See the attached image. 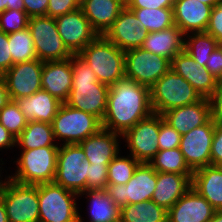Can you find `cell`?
<instances>
[{
    "instance_id": "8",
    "label": "cell",
    "mask_w": 222,
    "mask_h": 222,
    "mask_svg": "<svg viewBox=\"0 0 222 222\" xmlns=\"http://www.w3.org/2000/svg\"><path fill=\"white\" fill-rule=\"evenodd\" d=\"M89 165L90 162L79 144L59 145L53 182L79 194L87 190Z\"/></svg>"
},
{
    "instance_id": "24",
    "label": "cell",
    "mask_w": 222,
    "mask_h": 222,
    "mask_svg": "<svg viewBox=\"0 0 222 222\" xmlns=\"http://www.w3.org/2000/svg\"><path fill=\"white\" fill-rule=\"evenodd\" d=\"M126 6V0H81L80 8L92 28L103 36Z\"/></svg>"
},
{
    "instance_id": "55",
    "label": "cell",
    "mask_w": 222,
    "mask_h": 222,
    "mask_svg": "<svg viewBox=\"0 0 222 222\" xmlns=\"http://www.w3.org/2000/svg\"><path fill=\"white\" fill-rule=\"evenodd\" d=\"M198 1L207 4L213 8L214 6L219 4L222 0H198Z\"/></svg>"
},
{
    "instance_id": "31",
    "label": "cell",
    "mask_w": 222,
    "mask_h": 222,
    "mask_svg": "<svg viewBox=\"0 0 222 222\" xmlns=\"http://www.w3.org/2000/svg\"><path fill=\"white\" fill-rule=\"evenodd\" d=\"M120 222H167V210L148 200L121 207Z\"/></svg>"
},
{
    "instance_id": "6",
    "label": "cell",
    "mask_w": 222,
    "mask_h": 222,
    "mask_svg": "<svg viewBox=\"0 0 222 222\" xmlns=\"http://www.w3.org/2000/svg\"><path fill=\"white\" fill-rule=\"evenodd\" d=\"M78 193L51 183L38 184L39 222H79Z\"/></svg>"
},
{
    "instance_id": "28",
    "label": "cell",
    "mask_w": 222,
    "mask_h": 222,
    "mask_svg": "<svg viewBox=\"0 0 222 222\" xmlns=\"http://www.w3.org/2000/svg\"><path fill=\"white\" fill-rule=\"evenodd\" d=\"M141 48L171 62L178 53L184 50V34L176 25L161 31L150 32Z\"/></svg>"
},
{
    "instance_id": "50",
    "label": "cell",
    "mask_w": 222,
    "mask_h": 222,
    "mask_svg": "<svg viewBox=\"0 0 222 222\" xmlns=\"http://www.w3.org/2000/svg\"><path fill=\"white\" fill-rule=\"evenodd\" d=\"M5 10H17L25 12L23 0H0V13Z\"/></svg>"
},
{
    "instance_id": "39",
    "label": "cell",
    "mask_w": 222,
    "mask_h": 222,
    "mask_svg": "<svg viewBox=\"0 0 222 222\" xmlns=\"http://www.w3.org/2000/svg\"><path fill=\"white\" fill-rule=\"evenodd\" d=\"M181 134H179L162 115H160V131L158 136L159 150L174 149L179 147Z\"/></svg>"
},
{
    "instance_id": "44",
    "label": "cell",
    "mask_w": 222,
    "mask_h": 222,
    "mask_svg": "<svg viewBox=\"0 0 222 222\" xmlns=\"http://www.w3.org/2000/svg\"><path fill=\"white\" fill-rule=\"evenodd\" d=\"M13 66L10 47L8 42V34L0 31V75H3Z\"/></svg>"
},
{
    "instance_id": "27",
    "label": "cell",
    "mask_w": 222,
    "mask_h": 222,
    "mask_svg": "<svg viewBox=\"0 0 222 222\" xmlns=\"http://www.w3.org/2000/svg\"><path fill=\"white\" fill-rule=\"evenodd\" d=\"M191 186L203 196L216 211L222 210V167L207 165L193 171Z\"/></svg>"
},
{
    "instance_id": "54",
    "label": "cell",
    "mask_w": 222,
    "mask_h": 222,
    "mask_svg": "<svg viewBox=\"0 0 222 222\" xmlns=\"http://www.w3.org/2000/svg\"><path fill=\"white\" fill-rule=\"evenodd\" d=\"M208 222H222V210L216 211L214 216Z\"/></svg>"
},
{
    "instance_id": "30",
    "label": "cell",
    "mask_w": 222,
    "mask_h": 222,
    "mask_svg": "<svg viewBox=\"0 0 222 222\" xmlns=\"http://www.w3.org/2000/svg\"><path fill=\"white\" fill-rule=\"evenodd\" d=\"M46 146H59L55 141L52 125L40 121H28L16 138L18 150H30Z\"/></svg>"
},
{
    "instance_id": "20",
    "label": "cell",
    "mask_w": 222,
    "mask_h": 222,
    "mask_svg": "<svg viewBox=\"0 0 222 222\" xmlns=\"http://www.w3.org/2000/svg\"><path fill=\"white\" fill-rule=\"evenodd\" d=\"M212 7L198 0H174V24L184 35L206 32Z\"/></svg>"
},
{
    "instance_id": "9",
    "label": "cell",
    "mask_w": 222,
    "mask_h": 222,
    "mask_svg": "<svg viewBox=\"0 0 222 222\" xmlns=\"http://www.w3.org/2000/svg\"><path fill=\"white\" fill-rule=\"evenodd\" d=\"M157 172L149 163H140L132 178L126 184H108L109 197L120 208L152 200L156 189Z\"/></svg>"
},
{
    "instance_id": "12",
    "label": "cell",
    "mask_w": 222,
    "mask_h": 222,
    "mask_svg": "<svg viewBox=\"0 0 222 222\" xmlns=\"http://www.w3.org/2000/svg\"><path fill=\"white\" fill-rule=\"evenodd\" d=\"M160 114L152 113L122 134L129 153L140 163H149L159 151Z\"/></svg>"
},
{
    "instance_id": "41",
    "label": "cell",
    "mask_w": 222,
    "mask_h": 222,
    "mask_svg": "<svg viewBox=\"0 0 222 222\" xmlns=\"http://www.w3.org/2000/svg\"><path fill=\"white\" fill-rule=\"evenodd\" d=\"M81 0H49L47 16L58 17L80 8Z\"/></svg>"
},
{
    "instance_id": "46",
    "label": "cell",
    "mask_w": 222,
    "mask_h": 222,
    "mask_svg": "<svg viewBox=\"0 0 222 222\" xmlns=\"http://www.w3.org/2000/svg\"><path fill=\"white\" fill-rule=\"evenodd\" d=\"M205 67L217 79L222 82V46L219 45L211 54Z\"/></svg>"
},
{
    "instance_id": "16",
    "label": "cell",
    "mask_w": 222,
    "mask_h": 222,
    "mask_svg": "<svg viewBox=\"0 0 222 222\" xmlns=\"http://www.w3.org/2000/svg\"><path fill=\"white\" fill-rule=\"evenodd\" d=\"M43 63L39 59L16 63L2 75L11 100L31 96L42 89Z\"/></svg>"
},
{
    "instance_id": "23",
    "label": "cell",
    "mask_w": 222,
    "mask_h": 222,
    "mask_svg": "<svg viewBox=\"0 0 222 222\" xmlns=\"http://www.w3.org/2000/svg\"><path fill=\"white\" fill-rule=\"evenodd\" d=\"M162 116L179 134H186L211 118L209 98H202L198 102L171 109L164 112Z\"/></svg>"
},
{
    "instance_id": "29",
    "label": "cell",
    "mask_w": 222,
    "mask_h": 222,
    "mask_svg": "<svg viewBox=\"0 0 222 222\" xmlns=\"http://www.w3.org/2000/svg\"><path fill=\"white\" fill-rule=\"evenodd\" d=\"M85 195V196H84ZM89 202V222H119L121 208L109 197L106 190L87 189L78 194ZM79 214V222H84Z\"/></svg>"
},
{
    "instance_id": "4",
    "label": "cell",
    "mask_w": 222,
    "mask_h": 222,
    "mask_svg": "<svg viewBox=\"0 0 222 222\" xmlns=\"http://www.w3.org/2000/svg\"><path fill=\"white\" fill-rule=\"evenodd\" d=\"M59 146H46L30 150H21L18 159L13 161L16 165L15 173L10 179L25 185H38L51 183L56 174L57 154Z\"/></svg>"
},
{
    "instance_id": "43",
    "label": "cell",
    "mask_w": 222,
    "mask_h": 222,
    "mask_svg": "<svg viewBox=\"0 0 222 222\" xmlns=\"http://www.w3.org/2000/svg\"><path fill=\"white\" fill-rule=\"evenodd\" d=\"M211 165L222 167V124L216 123L211 145Z\"/></svg>"
},
{
    "instance_id": "36",
    "label": "cell",
    "mask_w": 222,
    "mask_h": 222,
    "mask_svg": "<svg viewBox=\"0 0 222 222\" xmlns=\"http://www.w3.org/2000/svg\"><path fill=\"white\" fill-rule=\"evenodd\" d=\"M140 164L133 156L119 153L108 165V184H126Z\"/></svg>"
},
{
    "instance_id": "21",
    "label": "cell",
    "mask_w": 222,
    "mask_h": 222,
    "mask_svg": "<svg viewBox=\"0 0 222 222\" xmlns=\"http://www.w3.org/2000/svg\"><path fill=\"white\" fill-rule=\"evenodd\" d=\"M71 58L43 63L41 86L42 90L57 98L61 103L68 99L72 88Z\"/></svg>"
},
{
    "instance_id": "51",
    "label": "cell",
    "mask_w": 222,
    "mask_h": 222,
    "mask_svg": "<svg viewBox=\"0 0 222 222\" xmlns=\"http://www.w3.org/2000/svg\"><path fill=\"white\" fill-rule=\"evenodd\" d=\"M11 100L8 95L7 86L2 75H0V110L4 108Z\"/></svg>"
},
{
    "instance_id": "10",
    "label": "cell",
    "mask_w": 222,
    "mask_h": 222,
    "mask_svg": "<svg viewBox=\"0 0 222 222\" xmlns=\"http://www.w3.org/2000/svg\"><path fill=\"white\" fill-rule=\"evenodd\" d=\"M28 28L32 34L37 59L48 62L65 60L73 56L61 39L53 17H30Z\"/></svg>"
},
{
    "instance_id": "32",
    "label": "cell",
    "mask_w": 222,
    "mask_h": 222,
    "mask_svg": "<svg viewBox=\"0 0 222 222\" xmlns=\"http://www.w3.org/2000/svg\"><path fill=\"white\" fill-rule=\"evenodd\" d=\"M219 46L217 40L207 32L189 33L184 35V51L195 62L205 66L210 54Z\"/></svg>"
},
{
    "instance_id": "14",
    "label": "cell",
    "mask_w": 222,
    "mask_h": 222,
    "mask_svg": "<svg viewBox=\"0 0 222 222\" xmlns=\"http://www.w3.org/2000/svg\"><path fill=\"white\" fill-rule=\"evenodd\" d=\"M215 121L210 118L205 124L181 135L179 149L192 171L211 165V145Z\"/></svg>"
},
{
    "instance_id": "40",
    "label": "cell",
    "mask_w": 222,
    "mask_h": 222,
    "mask_svg": "<svg viewBox=\"0 0 222 222\" xmlns=\"http://www.w3.org/2000/svg\"><path fill=\"white\" fill-rule=\"evenodd\" d=\"M108 165L90 163L88 167L87 189L106 190L108 185Z\"/></svg>"
},
{
    "instance_id": "33",
    "label": "cell",
    "mask_w": 222,
    "mask_h": 222,
    "mask_svg": "<svg viewBox=\"0 0 222 222\" xmlns=\"http://www.w3.org/2000/svg\"><path fill=\"white\" fill-rule=\"evenodd\" d=\"M149 164L156 170V172L193 174V171L185 162L184 156L179 147L159 150Z\"/></svg>"
},
{
    "instance_id": "52",
    "label": "cell",
    "mask_w": 222,
    "mask_h": 222,
    "mask_svg": "<svg viewBox=\"0 0 222 222\" xmlns=\"http://www.w3.org/2000/svg\"><path fill=\"white\" fill-rule=\"evenodd\" d=\"M2 159L3 158H0V192L5 188V186H6V184H7V182L10 180V175H4V176H6L5 178H4V176L2 175V173L4 172V169L2 168V165H4L5 163H4V161H2ZM3 162V163H2ZM2 170H3V172H2ZM4 179H3V178Z\"/></svg>"
},
{
    "instance_id": "47",
    "label": "cell",
    "mask_w": 222,
    "mask_h": 222,
    "mask_svg": "<svg viewBox=\"0 0 222 222\" xmlns=\"http://www.w3.org/2000/svg\"><path fill=\"white\" fill-rule=\"evenodd\" d=\"M211 118L215 123L222 124V83L218 89L209 97Z\"/></svg>"
},
{
    "instance_id": "34",
    "label": "cell",
    "mask_w": 222,
    "mask_h": 222,
    "mask_svg": "<svg viewBox=\"0 0 222 222\" xmlns=\"http://www.w3.org/2000/svg\"><path fill=\"white\" fill-rule=\"evenodd\" d=\"M143 24L144 30L150 32L161 31L174 26L173 8L159 9H130Z\"/></svg>"
},
{
    "instance_id": "3",
    "label": "cell",
    "mask_w": 222,
    "mask_h": 222,
    "mask_svg": "<svg viewBox=\"0 0 222 222\" xmlns=\"http://www.w3.org/2000/svg\"><path fill=\"white\" fill-rule=\"evenodd\" d=\"M78 56L88 64L102 84L110 87L125 78V52L104 36L99 35Z\"/></svg>"
},
{
    "instance_id": "2",
    "label": "cell",
    "mask_w": 222,
    "mask_h": 222,
    "mask_svg": "<svg viewBox=\"0 0 222 222\" xmlns=\"http://www.w3.org/2000/svg\"><path fill=\"white\" fill-rule=\"evenodd\" d=\"M71 61L73 82L65 104L91 113L102 121L106 112L109 86L100 83L93 70L78 55H73Z\"/></svg>"
},
{
    "instance_id": "17",
    "label": "cell",
    "mask_w": 222,
    "mask_h": 222,
    "mask_svg": "<svg viewBox=\"0 0 222 222\" xmlns=\"http://www.w3.org/2000/svg\"><path fill=\"white\" fill-rule=\"evenodd\" d=\"M148 33L134 12L125 6L103 36L125 52L141 48Z\"/></svg>"
},
{
    "instance_id": "26",
    "label": "cell",
    "mask_w": 222,
    "mask_h": 222,
    "mask_svg": "<svg viewBox=\"0 0 222 222\" xmlns=\"http://www.w3.org/2000/svg\"><path fill=\"white\" fill-rule=\"evenodd\" d=\"M15 102L28 121H40L48 124H52L62 104L57 98L42 89L31 96L17 98Z\"/></svg>"
},
{
    "instance_id": "38",
    "label": "cell",
    "mask_w": 222,
    "mask_h": 222,
    "mask_svg": "<svg viewBox=\"0 0 222 222\" xmlns=\"http://www.w3.org/2000/svg\"><path fill=\"white\" fill-rule=\"evenodd\" d=\"M29 17L26 12L5 10L0 13V31L6 34L18 32L28 27Z\"/></svg>"
},
{
    "instance_id": "48",
    "label": "cell",
    "mask_w": 222,
    "mask_h": 222,
    "mask_svg": "<svg viewBox=\"0 0 222 222\" xmlns=\"http://www.w3.org/2000/svg\"><path fill=\"white\" fill-rule=\"evenodd\" d=\"M28 17L47 16L49 0H23Z\"/></svg>"
},
{
    "instance_id": "42",
    "label": "cell",
    "mask_w": 222,
    "mask_h": 222,
    "mask_svg": "<svg viewBox=\"0 0 222 222\" xmlns=\"http://www.w3.org/2000/svg\"><path fill=\"white\" fill-rule=\"evenodd\" d=\"M206 32L222 46V1L212 8Z\"/></svg>"
},
{
    "instance_id": "7",
    "label": "cell",
    "mask_w": 222,
    "mask_h": 222,
    "mask_svg": "<svg viewBox=\"0 0 222 222\" xmlns=\"http://www.w3.org/2000/svg\"><path fill=\"white\" fill-rule=\"evenodd\" d=\"M51 125L58 145L79 144L97 133L102 128V121L91 113L62 103Z\"/></svg>"
},
{
    "instance_id": "1",
    "label": "cell",
    "mask_w": 222,
    "mask_h": 222,
    "mask_svg": "<svg viewBox=\"0 0 222 222\" xmlns=\"http://www.w3.org/2000/svg\"><path fill=\"white\" fill-rule=\"evenodd\" d=\"M152 113L150 88L124 78L109 87L102 128L122 135Z\"/></svg>"
},
{
    "instance_id": "13",
    "label": "cell",
    "mask_w": 222,
    "mask_h": 222,
    "mask_svg": "<svg viewBox=\"0 0 222 222\" xmlns=\"http://www.w3.org/2000/svg\"><path fill=\"white\" fill-rule=\"evenodd\" d=\"M171 69V62L159 55L135 48L125 51V78L149 88Z\"/></svg>"
},
{
    "instance_id": "11",
    "label": "cell",
    "mask_w": 222,
    "mask_h": 222,
    "mask_svg": "<svg viewBox=\"0 0 222 222\" xmlns=\"http://www.w3.org/2000/svg\"><path fill=\"white\" fill-rule=\"evenodd\" d=\"M9 222H39L38 185L9 180L0 192Z\"/></svg>"
},
{
    "instance_id": "15",
    "label": "cell",
    "mask_w": 222,
    "mask_h": 222,
    "mask_svg": "<svg viewBox=\"0 0 222 222\" xmlns=\"http://www.w3.org/2000/svg\"><path fill=\"white\" fill-rule=\"evenodd\" d=\"M54 19L61 39L73 55H78L90 42L99 36L81 8Z\"/></svg>"
},
{
    "instance_id": "53",
    "label": "cell",
    "mask_w": 222,
    "mask_h": 222,
    "mask_svg": "<svg viewBox=\"0 0 222 222\" xmlns=\"http://www.w3.org/2000/svg\"><path fill=\"white\" fill-rule=\"evenodd\" d=\"M0 222H9L3 200L0 198Z\"/></svg>"
},
{
    "instance_id": "45",
    "label": "cell",
    "mask_w": 222,
    "mask_h": 222,
    "mask_svg": "<svg viewBox=\"0 0 222 222\" xmlns=\"http://www.w3.org/2000/svg\"><path fill=\"white\" fill-rule=\"evenodd\" d=\"M126 6L129 9L173 8L174 0H126Z\"/></svg>"
},
{
    "instance_id": "19",
    "label": "cell",
    "mask_w": 222,
    "mask_h": 222,
    "mask_svg": "<svg viewBox=\"0 0 222 222\" xmlns=\"http://www.w3.org/2000/svg\"><path fill=\"white\" fill-rule=\"evenodd\" d=\"M216 209L192 186L167 211V222H208Z\"/></svg>"
},
{
    "instance_id": "25",
    "label": "cell",
    "mask_w": 222,
    "mask_h": 222,
    "mask_svg": "<svg viewBox=\"0 0 222 222\" xmlns=\"http://www.w3.org/2000/svg\"><path fill=\"white\" fill-rule=\"evenodd\" d=\"M192 176L193 174L157 172L152 201L168 211L190 189Z\"/></svg>"
},
{
    "instance_id": "22",
    "label": "cell",
    "mask_w": 222,
    "mask_h": 222,
    "mask_svg": "<svg viewBox=\"0 0 222 222\" xmlns=\"http://www.w3.org/2000/svg\"><path fill=\"white\" fill-rule=\"evenodd\" d=\"M120 138H122L121 134L101 128L97 133L81 141L79 145L90 163L109 164L118 153L121 154Z\"/></svg>"
},
{
    "instance_id": "18",
    "label": "cell",
    "mask_w": 222,
    "mask_h": 222,
    "mask_svg": "<svg viewBox=\"0 0 222 222\" xmlns=\"http://www.w3.org/2000/svg\"><path fill=\"white\" fill-rule=\"evenodd\" d=\"M171 69L192 85L202 98H209L220 85L205 66L195 62L184 50L171 60Z\"/></svg>"
},
{
    "instance_id": "37",
    "label": "cell",
    "mask_w": 222,
    "mask_h": 222,
    "mask_svg": "<svg viewBox=\"0 0 222 222\" xmlns=\"http://www.w3.org/2000/svg\"><path fill=\"white\" fill-rule=\"evenodd\" d=\"M28 120L14 100L0 110V123L17 138L26 127Z\"/></svg>"
},
{
    "instance_id": "49",
    "label": "cell",
    "mask_w": 222,
    "mask_h": 222,
    "mask_svg": "<svg viewBox=\"0 0 222 222\" xmlns=\"http://www.w3.org/2000/svg\"><path fill=\"white\" fill-rule=\"evenodd\" d=\"M16 147V138L0 123V151Z\"/></svg>"
},
{
    "instance_id": "5",
    "label": "cell",
    "mask_w": 222,
    "mask_h": 222,
    "mask_svg": "<svg viewBox=\"0 0 222 222\" xmlns=\"http://www.w3.org/2000/svg\"><path fill=\"white\" fill-rule=\"evenodd\" d=\"M202 97L182 76L170 69L150 88L153 113L162 115L174 108L198 102Z\"/></svg>"
},
{
    "instance_id": "35",
    "label": "cell",
    "mask_w": 222,
    "mask_h": 222,
    "mask_svg": "<svg viewBox=\"0 0 222 222\" xmlns=\"http://www.w3.org/2000/svg\"><path fill=\"white\" fill-rule=\"evenodd\" d=\"M8 42L13 65L37 59L34 41L28 27L8 34Z\"/></svg>"
}]
</instances>
